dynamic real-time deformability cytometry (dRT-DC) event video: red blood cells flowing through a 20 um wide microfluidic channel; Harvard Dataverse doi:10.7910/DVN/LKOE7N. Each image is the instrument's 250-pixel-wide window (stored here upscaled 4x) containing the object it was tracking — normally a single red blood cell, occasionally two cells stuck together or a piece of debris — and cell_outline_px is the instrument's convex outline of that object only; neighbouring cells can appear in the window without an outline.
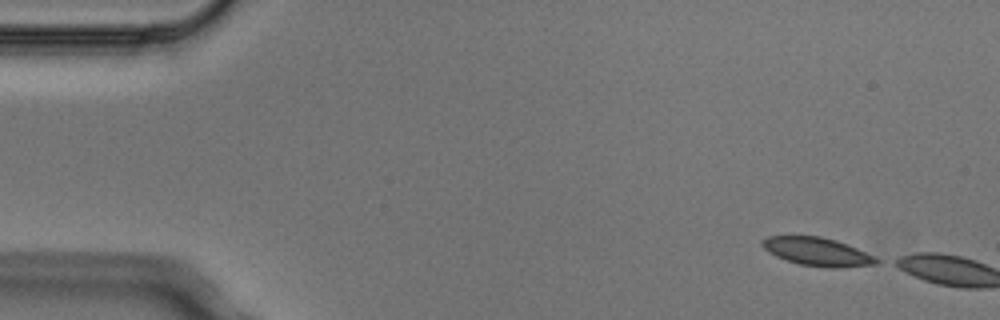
{"species": "Egyptian fruit bat (a non-hibernating species)", "species_latin": "Rousettus aegyptiacus", "temperature_condition": "cold", "stored_images_in_passage": 2, "camera_frame_rate_fps": 3000, "um_per_image_px": 0.085, "animal": {"sex": "male"}, "frame": {"image": 1, "passage_image": 1, "time_ms": 0.0, "image_size_px": [1000, 320], "cell_outline_px": [[880, 260], [876, 264], [840, 268], [828, 268], [800, 264], [776, 256], [768, 252], [760, 244], [760, 240], [768, 236], [820, 236], [836, 240], [856, 248]], "centroid_in_image_um": [69.43, 21.39], "position_along_channel_um": 15.6, "area_um2": 18.67}}